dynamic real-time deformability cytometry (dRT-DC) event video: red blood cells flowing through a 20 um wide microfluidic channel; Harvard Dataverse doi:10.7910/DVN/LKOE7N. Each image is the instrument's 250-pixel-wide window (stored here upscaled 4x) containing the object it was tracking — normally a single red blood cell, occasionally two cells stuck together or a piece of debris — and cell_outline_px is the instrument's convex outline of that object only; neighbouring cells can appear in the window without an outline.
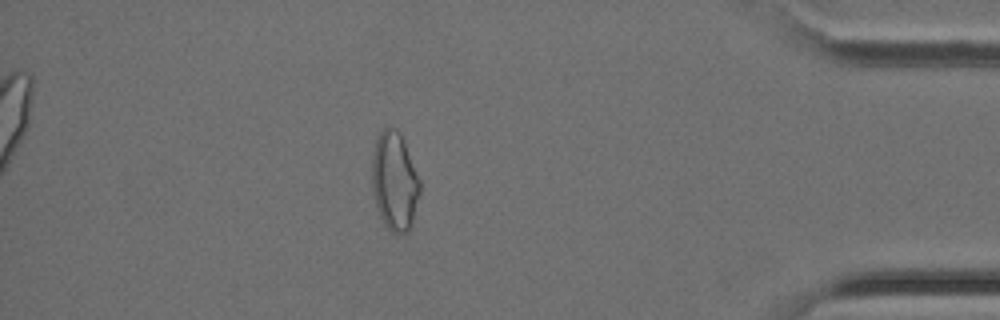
{"species": "Egyptian fruit bat (a non-hibernating species)", "species_latin": "Rousettus aegyptiacus", "temperature_condition": "cold", "stored_images_in_passage": 37, "camera_frame_rate_fps": 3000, "um_per_image_px": 0.085, "animal": {"sex": "female"}, "frame": {"image": 1, "passage_image": 32, "time_ms": 10.333, "image_size_px": [1000, 320], "cell_outline_px": [[420, 192], [412, 220], [408, 228], [404, 232], [392, 232], [384, 224], [380, 216], [372, 192], [372, 156], [376, 136], [384, 128], [396, 128], [400, 132], [420, 180]], "centroid_in_image_um": [33.51, 15.36], "position_along_channel_um": 401.7, "area_um2": 27.22}}